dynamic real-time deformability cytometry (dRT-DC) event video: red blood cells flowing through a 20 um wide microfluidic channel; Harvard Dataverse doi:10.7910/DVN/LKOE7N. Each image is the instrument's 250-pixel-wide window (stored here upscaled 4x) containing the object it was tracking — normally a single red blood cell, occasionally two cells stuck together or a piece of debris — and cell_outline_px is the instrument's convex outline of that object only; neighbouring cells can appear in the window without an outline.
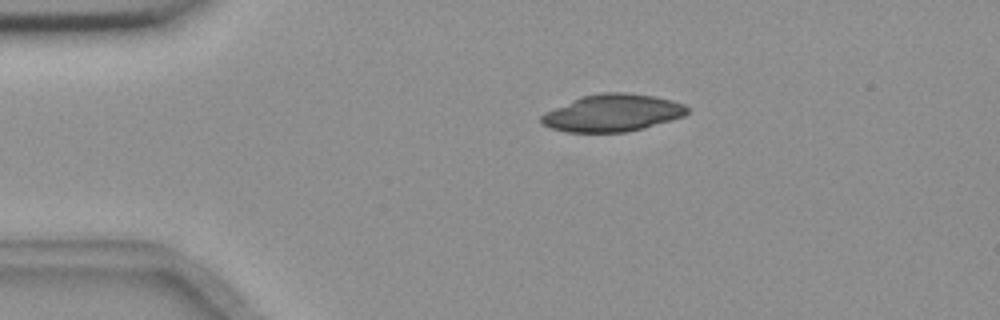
{"species": "common noctule bat (a hibernating species)", "species_latin": "Nyctalus noctula", "temperature_condition": "room temperature", "stored_images_in_passage": 45, "camera_frame_rate_fps": 3000, "um_per_image_px": 0.085, "animal": {"sex": "female", "body_mass_g": 18.4}, "frame": {"image": 1, "passage_image": 1, "time_ms": 0.0, "image_size_px": [1000, 320], "cell_outline_px": [[688, 112], [684, 116], [672, 120], [644, 128], [624, 132], [568, 132], [548, 128], [540, 124], [540, 116], [544, 112], [584, 96], [600, 92], [624, 92], [652, 96], [672, 100], [684, 104], [688, 108]], "centroid_in_image_um": [52.04, 9.61], "position_along_channel_um": 33.0, "area_um2": 31.62}}
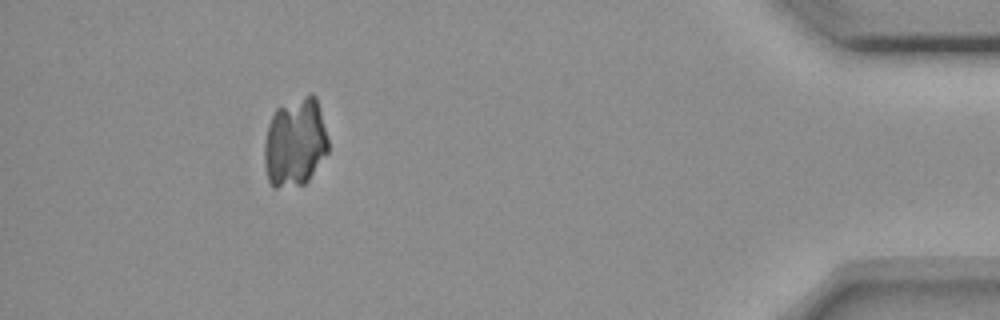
{"frame": {"image": 2, "passage_image": 40, "time_ms": 13.0, "image_size_px": [1000, 320], "cell_outline_px": [[328, 152], [308, 180], [304, 184], [276, 188], [272, 188], [268, 180], [264, 168], [264, 144], [268, 124], [276, 108], [308, 92], [312, 92], [316, 96], [328, 140]], "centroid_in_image_um": [25.06, 12.09], "position_along_channel_um": 410.1, "area_um2": 33.35}}